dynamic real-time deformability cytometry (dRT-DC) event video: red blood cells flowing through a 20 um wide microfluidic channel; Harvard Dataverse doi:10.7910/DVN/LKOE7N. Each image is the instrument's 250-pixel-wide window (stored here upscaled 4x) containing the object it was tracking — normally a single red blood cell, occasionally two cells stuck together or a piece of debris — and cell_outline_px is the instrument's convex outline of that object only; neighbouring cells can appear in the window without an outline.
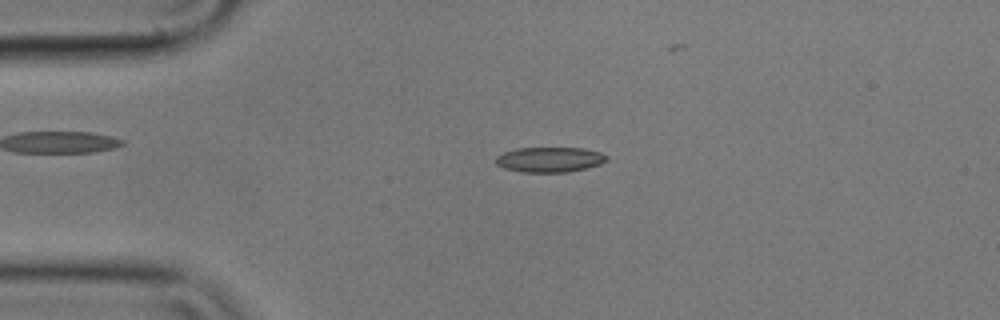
{"species": "common noctule bat (a hibernating species)", "species_latin": "Nyctalus noctula", "temperature_condition": "cold", "stored_images_in_passage": 54, "camera_frame_rate_fps": 3000, "um_per_image_px": 0.085, "animal": {"sex": "male", "body_mass_g": 17.9}, "frame": {"image": 1, "passage_image": 11, "time_ms": 3.333, "image_size_px": [1000, 320], "cell_outline_px": [[608, 160], [600, 164], [568, 172], [520, 172], [504, 168], [496, 164], [496, 156], [504, 152], [516, 148], [584, 148], [600, 152], [608, 156]], "centroid_in_image_um": [46.72, 13.56], "position_along_channel_um": 38.3, "area_um2": 16.24}}
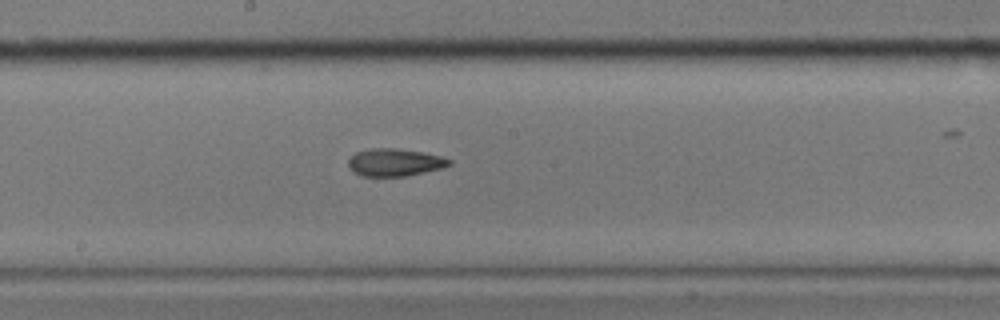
{"frame": {"image": 2, "passage_image": 28, "time_ms": 9.0, "image_size_px": [1000, 320], "cell_outline_px": [[452, 164], [444, 168], [408, 176], [364, 176], [356, 172], [348, 164], [348, 160], [356, 152], [368, 148], [396, 148], [424, 152], [440, 156], [452, 160]], "centroid_in_image_um": [33.62, 13.79], "position_along_channel_um": 214.6, "area_um2": 16.24}}
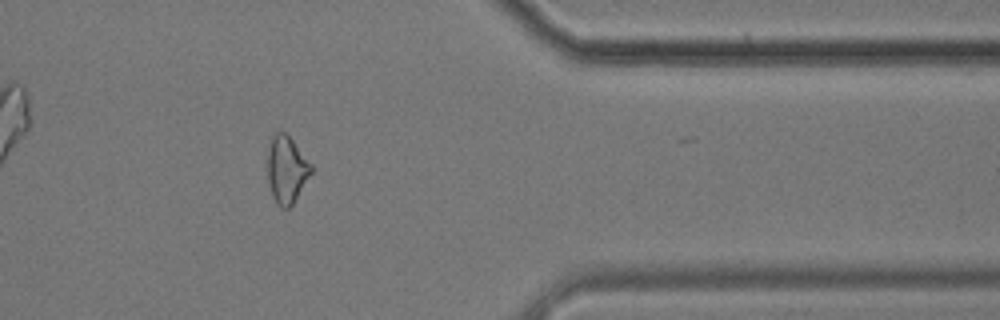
{"frame": {"image": 3, "passage_image": 44, "time_ms": 14.333, "image_size_px": [1000, 320], "cell_outline_px": [[312, 172], [292, 204], [288, 208], [280, 208], [276, 204], [272, 196], [268, 180], [268, 140], [276, 132], [284, 132], [292, 140], [312, 164]], "centroid_in_image_um": [24.34, 14.41], "position_along_channel_um": 387.1, "area_um2": 16.99}, "authors_computed_cell_mechanics": {"area_um2": 16.3863, "velocity_mm_per_s": 3.5712, "shape_relaxation_time_tau1_ms": 4.5379, "shape_relaxation_time_tau2_ms": 4.8971, "deformation_change_tau1": 0.1086, "deformation_change_tau2": 0.1248}}